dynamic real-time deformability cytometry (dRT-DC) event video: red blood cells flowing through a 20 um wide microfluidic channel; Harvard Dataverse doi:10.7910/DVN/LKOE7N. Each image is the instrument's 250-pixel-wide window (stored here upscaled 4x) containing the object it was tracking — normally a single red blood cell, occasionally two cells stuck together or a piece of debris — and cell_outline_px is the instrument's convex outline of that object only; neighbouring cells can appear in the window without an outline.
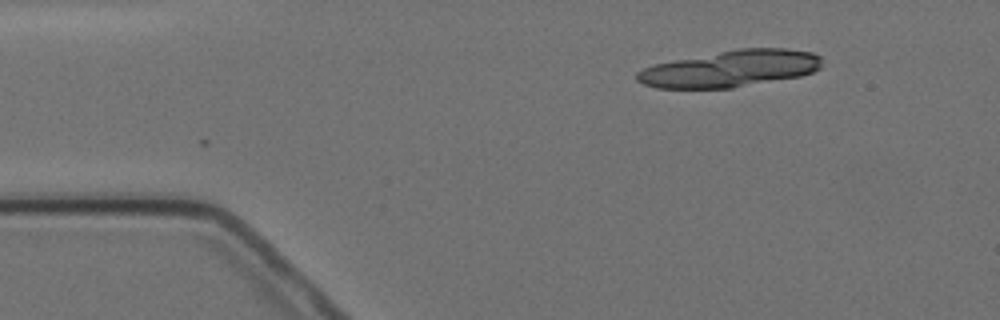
{"species": "Egyptian fruit bat (a non-hibernating species)", "species_latin": "Rousettus aegyptiacus", "temperature_condition": "cold", "stored_images_in_passage": 3, "camera_frame_rate_fps": 3000, "um_per_image_px": 0.085, "animal": {"sex": "female"}, "frame": {"image": 1, "passage_image": 3, "time_ms": 3.333, "image_size_px": [1000, 320], "cell_outline_px": [[820, 68], [812, 72], [800, 76], [732, 88], [656, 88], [644, 84], [636, 80], [636, 72], [644, 68], [656, 64], [736, 48], [788, 48], [812, 52], [820, 56]], "centroid_in_image_um": [62.09, 5.83], "position_along_channel_um": 22.9, "area_um2": 39.3}}